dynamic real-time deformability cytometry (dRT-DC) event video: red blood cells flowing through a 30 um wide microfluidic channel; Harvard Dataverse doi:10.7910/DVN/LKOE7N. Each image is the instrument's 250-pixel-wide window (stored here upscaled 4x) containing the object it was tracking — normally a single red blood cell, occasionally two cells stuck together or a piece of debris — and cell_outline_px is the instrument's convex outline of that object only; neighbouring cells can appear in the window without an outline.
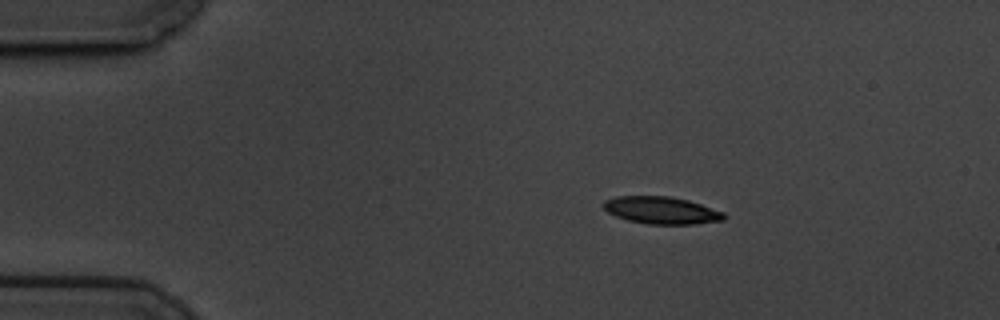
{"species": "common noctule bat (a hibernating species)", "species_latin": "Nyctalus noctula", "temperature_condition": "cold", "stored_images_in_passage": 49, "camera_frame_rate_fps": 3000, "um_per_image_px": 0.085, "animal": {"sex": "male", "body_mass_g": 19.5, "forearm_length_mm": 54.6}, "frame": {"image": 1, "passage_image": 1, "time_ms": 0.0, "image_size_px": [1000, 320], "cell_outline_px": [[728, 216], [724, 220], [696, 224], [648, 224], [628, 220], [616, 216], [608, 212], [604, 208], [604, 200], [616, 196], [668, 196], [688, 200], [724, 212]], "centroid_in_image_um": [56.25, 17.88], "position_along_channel_um": 28.8, "area_um2": 19.13}}
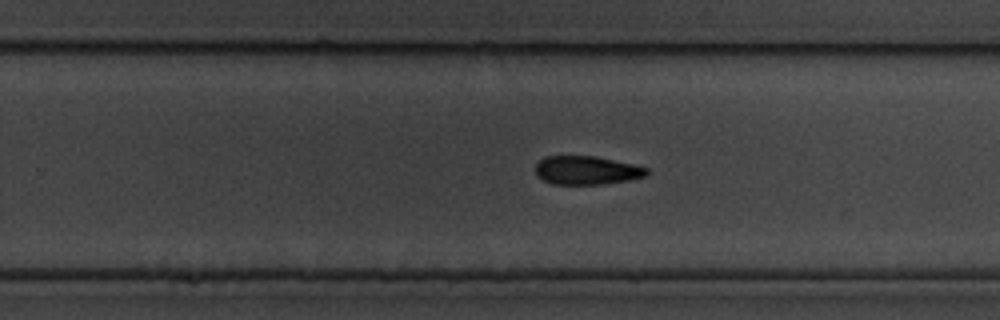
{"frame": {"image": 2, "passage_image": 28, "time_ms": 9.0, "image_size_px": [1000, 320], "cell_outline_px": [[648, 176], [628, 180], [600, 184], [552, 184], [536, 176], [536, 164], [544, 156], [596, 156], [632, 164], [648, 168]], "centroid_in_image_um": [49.86, 14.47], "position_along_channel_um": 279.9, "area_um2": 18.5}}
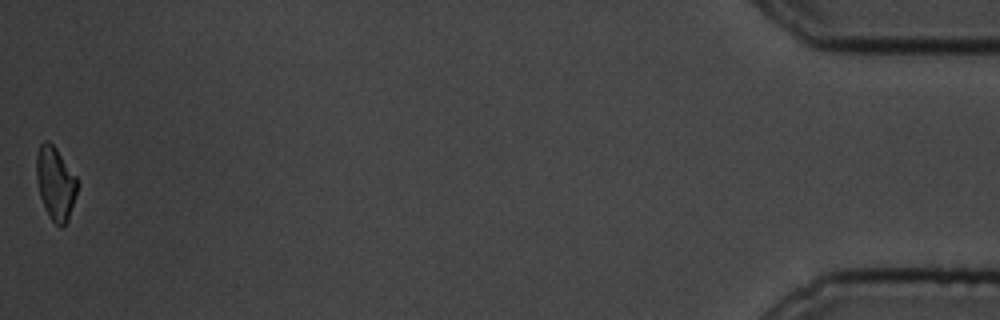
{"frame": {"image": 3, "passage_image": 49, "time_ms": 16.0, "image_size_px": [1000, 320], "cell_outline_px": [[76, 196], [68, 220], [60, 228], [48, 216], [44, 208], [40, 196], [36, 176], [36, 152], [40, 144], [44, 140], [48, 140], [56, 148], [76, 176]], "centroid_in_image_um": [4.69, 15.57], "position_along_channel_um": 430.5, "area_um2": 17.4}, "authors_computed_cell_mechanics": {"area_um2": 19.074, "velocity_mm_per_s": 3.46, "shape_relaxation_time_tau1_ms": 2.3403, "shape_relaxation_time_tau2_ms": 9.3107, "deformation_change_tau1": 0.1069, "deformation_change_tau2": 0.1668}}